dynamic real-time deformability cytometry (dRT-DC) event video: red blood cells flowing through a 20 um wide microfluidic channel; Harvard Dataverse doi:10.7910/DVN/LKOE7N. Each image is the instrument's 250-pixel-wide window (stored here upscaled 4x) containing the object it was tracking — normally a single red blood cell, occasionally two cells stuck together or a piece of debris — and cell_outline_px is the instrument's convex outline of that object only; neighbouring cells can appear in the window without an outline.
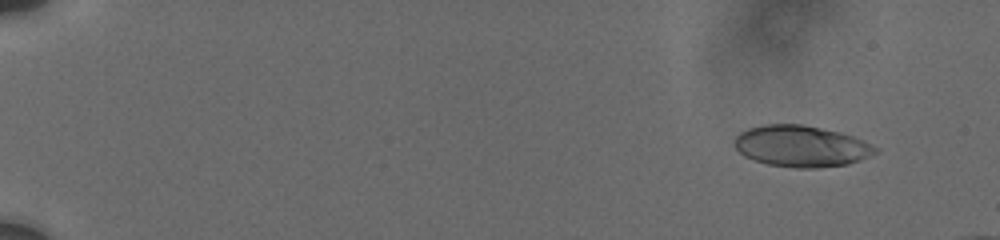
{"species": "human", "species_latin": "Homo sapiens", "temperature_condition": "cold", "stored_images_in_passage": 66, "camera_frame_rate_fps": 3000, "um_per_image_px": 0.085, "donor": {"sex": "male"}, "frame": {"image": 1, "passage_image": 11, "time_ms": 1.667, "image_size_px": [1000, 240], "cell_outline_px": [[880, 148], [876, 152], [860, 160], [848, 164], [816, 168], [796, 168], [768, 164], [744, 156], [732, 144], [732, 140], [740, 132], [748, 128], [764, 124], [804, 124], [840, 132], [852, 136]], "centroid_in_image_um": [68.08, 12.42], "position_along_channel_um": 16.9, "area_um2": 33.99}}
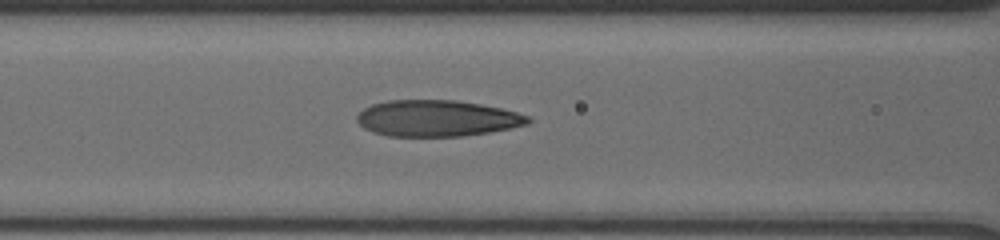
{"frame": {"image": 2, "passage_image": 34, "time_ms": 9.0, "image_size_px": [1000, 240], "cell_outline_px": [[532, 120], [528, 124], [512, 128], [488, 132], [460, 136], [388, 136], [372, 132], [364, 128], [356, 120], [356, 116], [364, 108], [372, 104], [388, 100], [456, 100], [480, 104], [500, 108], [516, 112], [528, 116]], "centroid_in_image_um": [37.13, 10.05], "position_along_channel_um": 129.5, "area_um2": 36.13}}
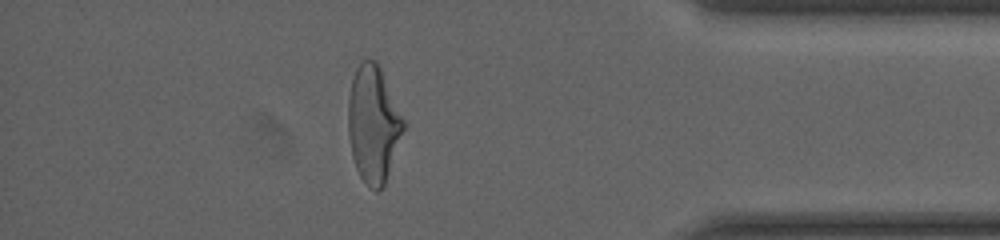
{"frame": {"image": 3, "passage_image": 58, "time_ms": 17.0, "image_size_px": [1000, 240], "cell_outline_px": [[408, 124], [384, 184], [376, 192], [360, 176], [356, 168], [352, 156], [348, 136], [348, 96], [352, 80], [356, 68], [364, 60], [376, 60]], "centroid_in_image_um": [31.76, 10.54], "position_along_channel_um": 403.4, "area_um2": 37.86}}